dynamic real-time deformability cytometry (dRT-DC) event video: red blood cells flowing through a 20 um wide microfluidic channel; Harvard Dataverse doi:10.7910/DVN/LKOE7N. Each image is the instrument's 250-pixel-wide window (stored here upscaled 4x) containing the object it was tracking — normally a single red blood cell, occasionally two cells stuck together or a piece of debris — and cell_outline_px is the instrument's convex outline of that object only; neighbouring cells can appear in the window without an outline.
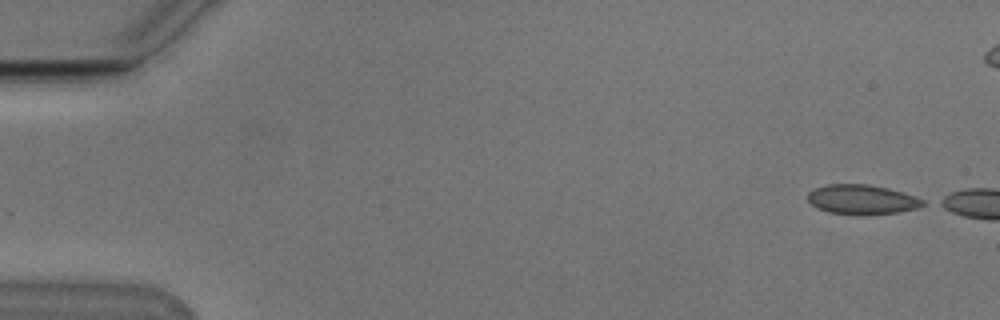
{"species": "Egyptian fruit bat (a non-hibernating species)", "species_latin": "Rousettus aegyptiacus", "temperature_condition": "cold", "stored_images_in_passage": 12, "camera_frame_rate_fps": 3000, "um_per_image_px": 0.085, "animal": {"sex": "male"}, "frame": {"image": 1, "passage_image": 1, "time_ms": 0.0, "image_size_px": [1000, 320], "cell_outline_px": [[928, 204], [916, 208], [896, 212], [828, 212], [816, 208], [808, 200], [808, 192], [816, 188], [828, 184], [868, 184], [888, 188], [916, 196], [924, 200]], "centroid_in_image_um": [73.28, 16.91], "position_along_channel_um": 11.7, "area_um2": 19.07}}